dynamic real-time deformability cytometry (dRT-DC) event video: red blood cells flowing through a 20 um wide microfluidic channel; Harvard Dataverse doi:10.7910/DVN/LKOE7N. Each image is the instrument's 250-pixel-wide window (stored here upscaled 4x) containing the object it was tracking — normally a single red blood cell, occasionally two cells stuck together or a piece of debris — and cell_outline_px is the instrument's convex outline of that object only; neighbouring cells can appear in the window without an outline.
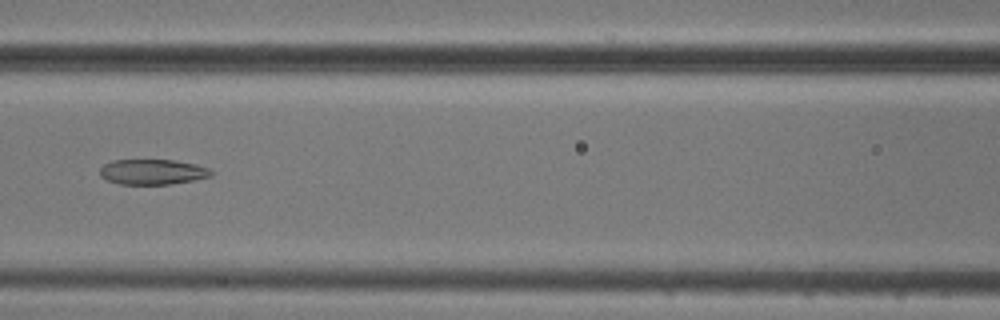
{"species": "common noctule bat (a hibernating species)", "species_latin": "Nyctalus noctula", "temperature_condition": "cold", "stored_images_in_passage": 7, "camera_frame_rate_fps": 3000, "um_per_image_px": 0.085, "animal": {"sex": "male", "body_mass_g": 20.5, "forearm_length_mm": 52.5}, "frame": {"image": 1, "passage_image": 7, "time_ms": 7.0, "image_size_px": [1000, 320], "cell_outline_px": [[212, 176], [172, 184], [120, 184], [108, 180], [100, 176], [100, 168], [104, 164], [112, 160], [176, 160], [196, 164], [208, 168], [212, 172]], "centroid_in_image_um": [12.96, 14.6], "position_along_channel_um": 153.6, "area_um2": 16.36}}